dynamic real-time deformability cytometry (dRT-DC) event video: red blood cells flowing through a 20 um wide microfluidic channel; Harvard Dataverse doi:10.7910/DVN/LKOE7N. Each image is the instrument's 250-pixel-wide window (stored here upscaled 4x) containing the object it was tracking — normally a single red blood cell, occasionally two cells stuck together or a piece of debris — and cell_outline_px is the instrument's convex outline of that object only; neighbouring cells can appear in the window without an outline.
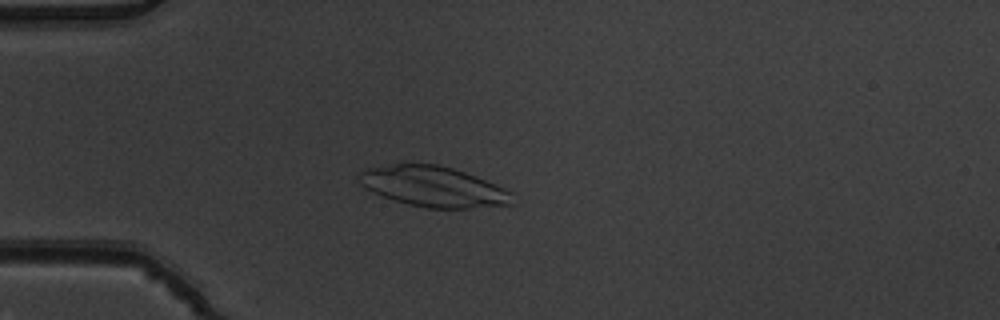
{"species": "common noctule bat (a hibernating species)", "species_latin": "Nyctalus noctula", "temperature_condition": "warm", "stored_images_in_passage": 8, "camera_frame_rate_fps": 3000, "um_per_image_px": 0.085, "animal": {"sex": "male", "body_mass_g": 19.5, "forearm_length_mm": 54.6}, "frame": {"image": 1, "passage_image": 4, "time_ms": 1.0, "image_size_px": [1000, 320], "cell_outline_px": [[512, 204], [468, 208], [428, 208], [408, 204], [372, 192], [360, 184], [360, 172], [364, 168], [392, 164], [440, 164], [476, 176], [496, 184], [512, 192]], "centroid_in_image_um": [36.84, 15.85], "position_along_channel_um": 48.2, "area_um2": 35.84}}
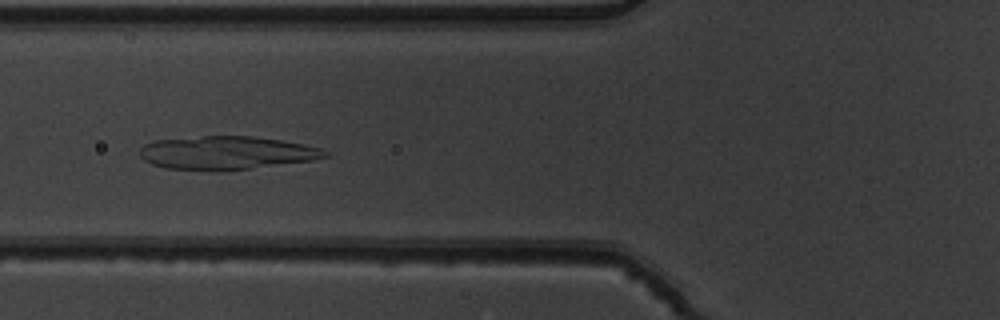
{"frame": {"image": 2, "passage_image": 6, "time_ms": 1.667, "image_size_px": [1000, 320], "cell_outline_px": [[328, 156], [312, 160], [224, 172], [220, 172], [164, 168], [152, 164], [144, 160], [140, 156], [140, 148], [144, 144], [156, 140], [204, 136], [252, 136], [280, 140], [304, 144], [320, 148], [328, 152]], "centroid_in_image_um": [19.22, 13.01], "position_along_channel_um": 106.6, "area_um2": 36.24}}